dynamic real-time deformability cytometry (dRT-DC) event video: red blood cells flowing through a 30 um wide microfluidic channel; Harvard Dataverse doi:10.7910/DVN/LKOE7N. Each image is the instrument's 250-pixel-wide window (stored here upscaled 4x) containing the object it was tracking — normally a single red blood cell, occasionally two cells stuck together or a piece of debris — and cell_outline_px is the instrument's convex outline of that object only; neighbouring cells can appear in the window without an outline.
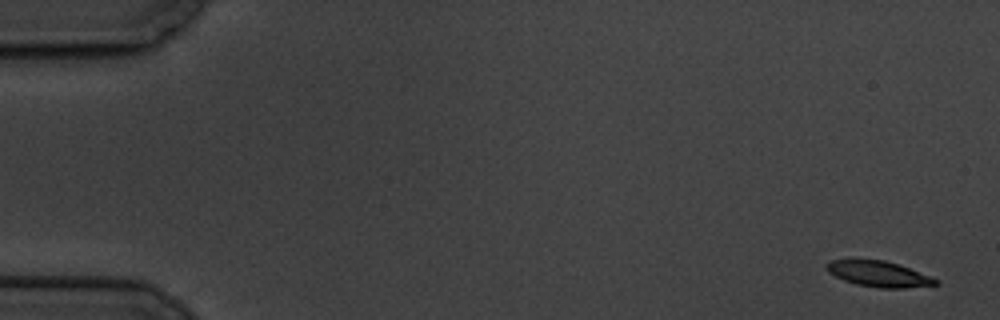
{"species": "common noctule bat (a hibernating species)", "species_latin": "Nyctalus noctula", "temperature_condition": "cold", "stored_images_in_passage": 9, "camera_frame_rate_fps": 3000, "um_per_image_px": 0.085, "animal": {"sex": "male", "body_mass_g": 19.5, "forearm_length_mm": 54.6}, "frame": {"image": 1, "passage_image": 1, "time_ms": 0.0, "image_size_px": [1000, 320], "cell_outline_px": [[940, 284], [904, 288], [880, 288], [856, 284], [844, 280], [828, 272], [824, 268], [824, 264], [832, 260], [852, 256], [884, 260], [908, 268], [940, 280]], "centroid_in_image_um": [74.59, 23.23], "position_along_channel_um": 10.4, "area_um2": 16.88}}
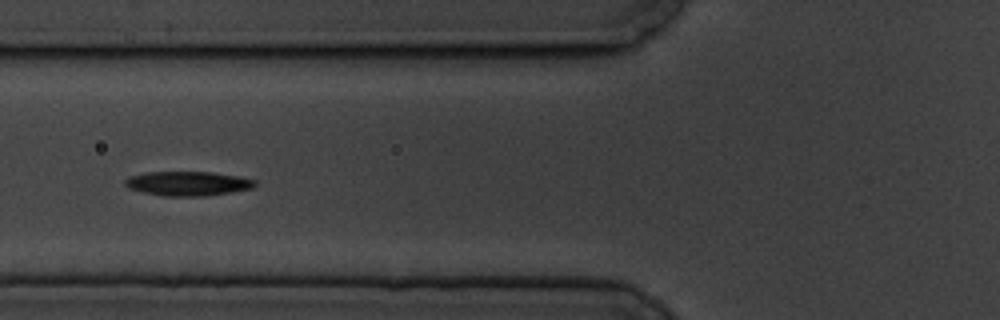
{"frame": {"image": 2, "passage_image": 6, "time_ms": 7.0, "image_size_px": [1000, 320], "cell_outline_px": [[256, 184], [252, 188], [204, 196], [164, 196], [144, 192], [128, 188], [124, 184], [124, 180], [128, 176], [144, 172], [212, 172], [240, 176], [256, 180]], "centroid_in_image_um": [15.93, 15.59], "position_along_channel_um": 109.9, "area_um2": 18.44}}
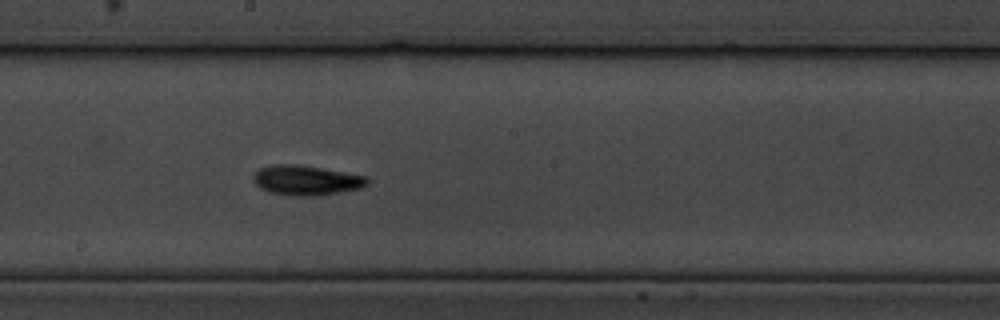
{"frame": {"image": 3, "passage_image": 9, "time_ms": 10.333, "image_size_px": [1000, 320], "cell_outline_px": [[368, 184], [360, 188], [316, 196], [296, 196], [268, 192], [260, 188], [252, 180], [252, 176], [260, 168], [272, 164], [296, 164], [368, 176]], "centroid_in_image_um": [26.0, 15.32], "position_along_channel_um": 222.2, "area_um2": 19.77}}